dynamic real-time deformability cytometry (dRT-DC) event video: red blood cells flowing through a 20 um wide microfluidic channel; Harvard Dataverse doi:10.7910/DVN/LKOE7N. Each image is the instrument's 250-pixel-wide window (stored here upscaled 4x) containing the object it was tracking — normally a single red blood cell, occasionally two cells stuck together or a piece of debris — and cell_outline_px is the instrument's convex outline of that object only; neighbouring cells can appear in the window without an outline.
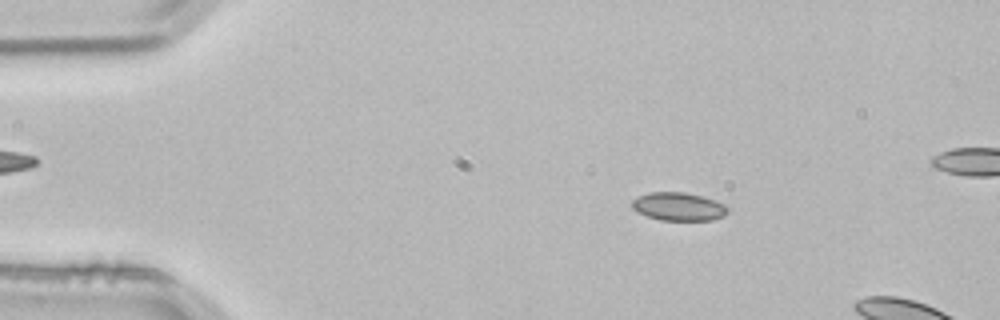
{"species": "common noctule bat (a hibernating species)", "species_latin": "Nyctalus noctula", "temperature_condition": "room temperature", "stored_images_in_passage": 2, "camera_frame_rate_fps": 3000, "um_per_image_px": 0.085, "animal": {"sex": "male", "body_mass_g": 21.5, "forearm_length_mm": 52.0}, "frame": {"image": 1, "passage_image": 1, "time_ms": 0.0, "image_size_px": [1000, 320], "cell_outline_px": [[728, 212], [724, 216], [712, 220], [660, 220], [636, 212], [632, 208], [632, 200], [636, 196], [648, 192], [684, 192], [700, 196], [724, 204], [728, 208]], "centroid_in_image_um": [57.63, 17.56], "position_along_channel_um": 27.4, "area_um2": 15.72}}